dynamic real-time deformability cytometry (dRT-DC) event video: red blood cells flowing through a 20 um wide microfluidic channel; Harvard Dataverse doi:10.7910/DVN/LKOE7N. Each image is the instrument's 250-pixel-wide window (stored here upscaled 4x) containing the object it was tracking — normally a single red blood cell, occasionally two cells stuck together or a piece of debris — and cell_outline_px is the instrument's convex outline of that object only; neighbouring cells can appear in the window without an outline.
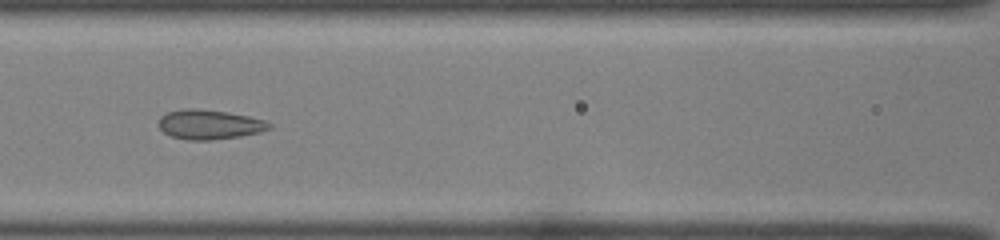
{"species": "common noctule bat (a hibernating species)", "species_latin": "Nyctalus noctula", "temperature_condition": "room temperature", "stored_images_in_passage": 43, "camera_frame_rate_fps": 3000, "um_per_image_px": 0.085, "animal": {"sex": "female", "body_mass_g": 22.0, "forearm_length_mm": 56.7}, "frame": {"image": 1, "passage_image": 19, "time_ms": 6.0, "image_size_px": [1000, 240], "cell_outline_px": [[272, 128], [260, 132], [240, 136], [212, 140], [188, 140], [172, 136], [164, 132], [160, 128], [160, 116], [168, 112], [188, 108], [192, 108], [228, 112], [248, 116], [264, 120], [272, 124]], "centroid_in_image_um": [17.83, 10.58], "position_along_channel_um": 148.8, "area_um2": 18.9}}
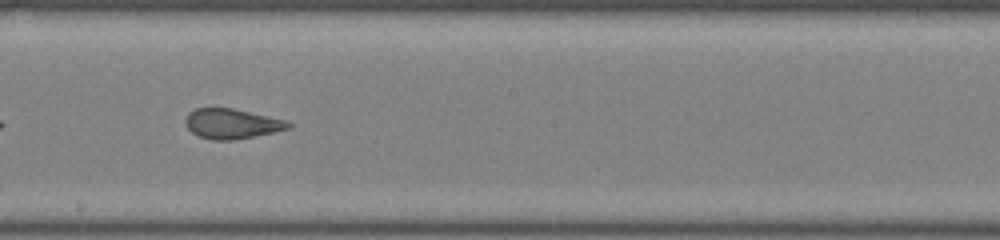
{"frame": {"image": 2, "passage_image": 25, "time_ms": 8.0, "image_size_px": [1000, 240], "cell_outline_px": [[292, 124], [288, 128], [272, 132], [232, 140], [212, 140], [200, 136], [192, 132], [188, 128], [184, 120], [188, 112], [196, 108], [232, 108], [288, 120]], "centroid_in_image_um": [19.68, 10.5], "position_along_channel_um": 228.5, "area_um2": 17.8}}
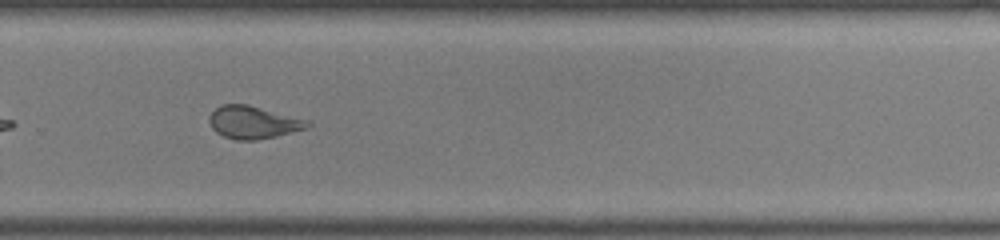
{"frame": {"image": 3, "passage_image": 31, "time_ms": 10.0, "image_size_px": [1000, 240], "cell_outline_px": [[312, 124], [308, 128], [276, 136], [256, 140], [236, 140], [224, 136], [216, 132], [212, 128], [208, 120], [208, 116], [220, 104], [248, 104], [308, 120]], "centroid_in_image_um": [21.51, 10.39], "position_along_channel_um": 308.3, "area_um2": 18.73}}